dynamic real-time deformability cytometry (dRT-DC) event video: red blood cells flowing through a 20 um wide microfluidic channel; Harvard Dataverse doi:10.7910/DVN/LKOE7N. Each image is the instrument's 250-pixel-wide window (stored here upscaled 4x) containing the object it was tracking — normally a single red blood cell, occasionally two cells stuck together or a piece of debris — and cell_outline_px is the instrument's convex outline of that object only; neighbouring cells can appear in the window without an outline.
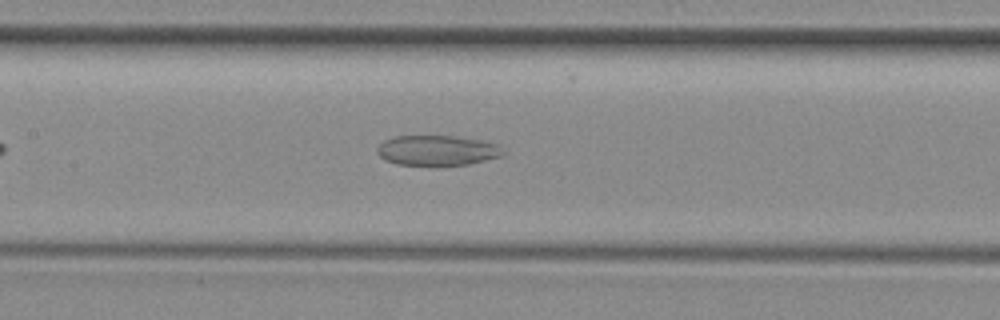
{"species": "common noctule bat (a hibernating species)", "species_latin": "Nyctalus noctula", "temperature_condition": "room temperature", "stored_images_in_passage": 36, "camera_frame_rate_fps": 3000, "um_per_image_px": 0.085, "animal": {"sex": "female", "body_mass_g": 29.2, "forearm_length_mm": 56.3}, "frame": {"image": 1, "passage_image": 13, "time_ms": 4.0, "image_size_px": [1000, 320], "cell_outline_px": [[504, 156], [468, 164], [440, 168], [432, 168], [396, 164], [384, 160], [376, 152], [376, 148], [384, 140], [396, 136], [456, 136], [480, 140], [496, 144], [504, 152]], "centroid_in_image_um": [37.12, 12.84], "position_along_channel_um": 170.3, "area_um2": 23.0}}
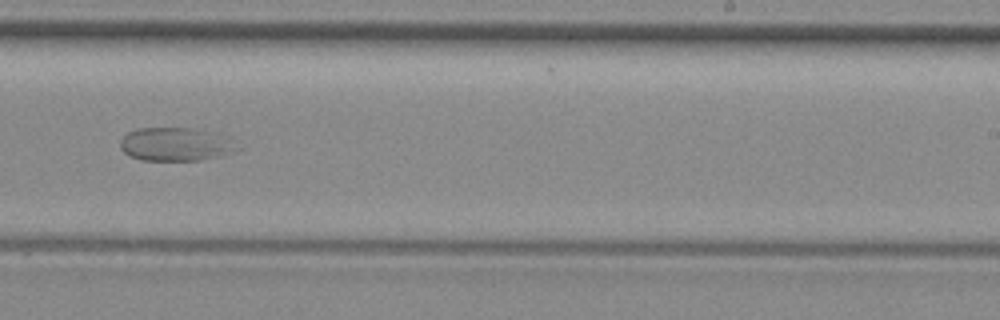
{"frame": {"image": 2, "passage_image": 21, "time_ms": 6.667, "image_size_px": [1000, 320], "cell_outline_px": [[244, 148], [220, 156], [200, 160], [140, 160], [124, 152], [120, 148], [120, 140], [128, 132], [136, 128], [192, 128], [212, 132], [228, 136]], "centroid_in_image_um": [14.99, 12.26], "position_along_channel_um": 274.0, "area_um2": 23.06}}
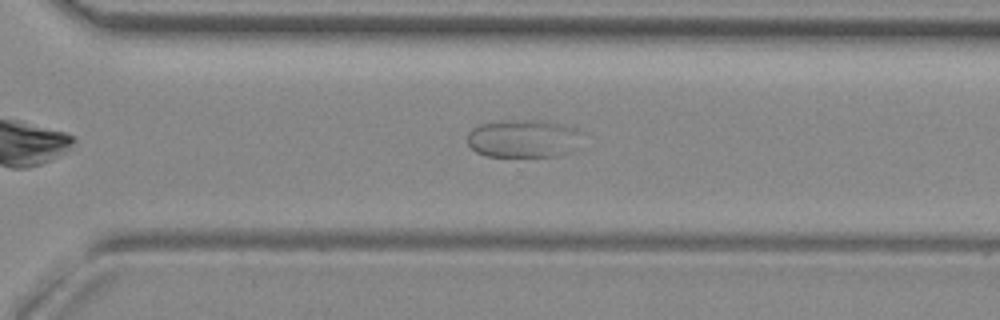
{"frame": {"image": 3, "passage_image": 25, "time_ms": 8.0, "image_size_px": [1000, 320], "cell_outline_px": [[580, 132], [572, 152], [560, 156], [484, 156], [476, 152], [468, 144], [468, 132], [472, 128], [480, 124], [520, 120], [540, 120], [564, 124], [576, 128]], "centroid_in_image_um": [44.47, 11.79], "position_along_channel_um": 326.1, "area_um2": 25.2}}